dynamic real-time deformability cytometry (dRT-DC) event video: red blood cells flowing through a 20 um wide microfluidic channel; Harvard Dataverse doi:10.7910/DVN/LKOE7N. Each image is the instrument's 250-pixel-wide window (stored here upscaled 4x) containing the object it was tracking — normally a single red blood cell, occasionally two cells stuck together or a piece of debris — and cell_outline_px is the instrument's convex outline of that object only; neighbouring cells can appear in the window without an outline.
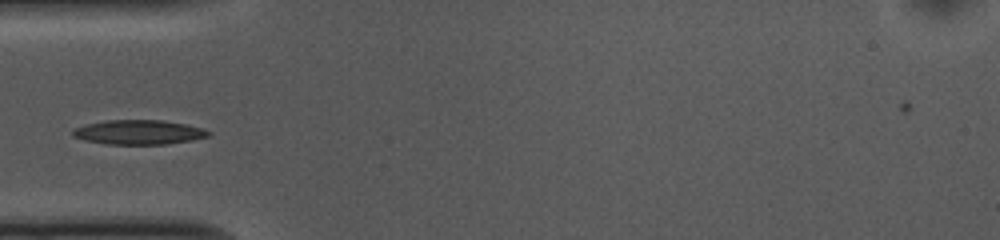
{"species": "common noctule bat (a hibernating species)", "species_latin": "Nyctalus noctula", "temperature_condition": "cold", "stored_images_in_passage": 38, "camera_frame_rate_fps": 3000, "um_per_image_px": 0.085, "animal": {"sex": "female", "body_mass_g": 10.0, "forearm_length_mm": 53.1}, "frame": {"image": 1, "passage_image": 1, "time_ms": 0.0, "image_size_px": [1000, 240], "cell_outline_px": [[212, 132], [208, 136], [192, 140], [168, 144], [108, 144], [84, 140], [72, 136], [72, 128], [104, 120], [164, 120], [204, 128]], "centroid_in_image_um": [11.79, 11.23], "position_along_channel_um": 73.2, "area_um2": 19.42}}
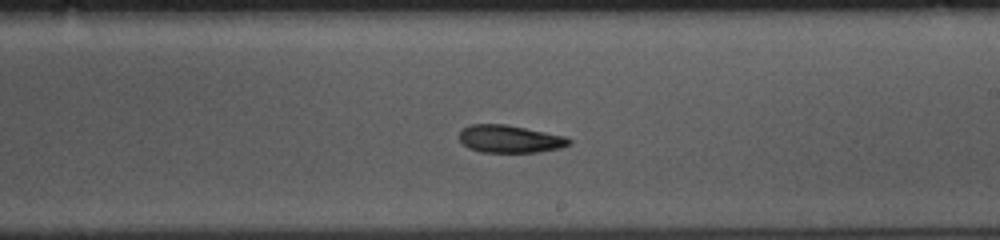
{"frame": {"image": 2, "passage_image": 15, "time_ms": 4.667, "image_size_px": [1000, 240], "cell_outline_px": [[572, 144], [560, 148], [540, 152], [484, 152], [468, 148], [460, 140], [460, 132], [464, 128], [472, 124], [504, 124], [568, 136], [572, 140]], "centroid_in_image_um": [43.4, 11.81], "position_along_channel_um": 245.6, "area_um2": 17.69}}
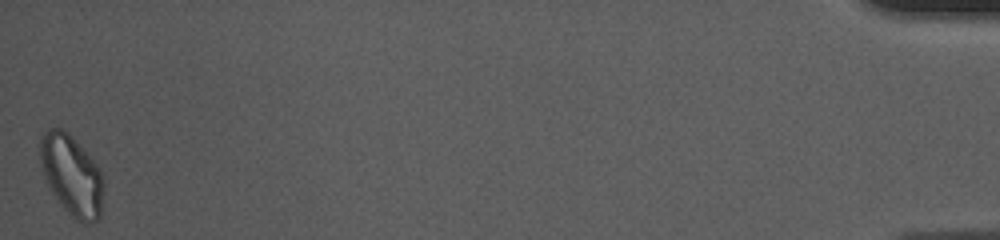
{"frame": {"image": 3, "passage_image": 38, "time_ms": 12.333, "image_size_px": [1000, 240], "cell_outline_px": [[104, 184], [100, 216], [96, 220], [88, 224], [84, 224], [76, 220], [60, 204], [48, 188], [44, 176], [40, 160], [40, 140], [44, 132], [48, 128], [60, 128], [68, 132], [72, 136], [100, 168], [104, 180]], "centroid_in_image_um": [6.09, 14.9], "position_along_channel_um": 429.1, "area_um2": 29.88}}